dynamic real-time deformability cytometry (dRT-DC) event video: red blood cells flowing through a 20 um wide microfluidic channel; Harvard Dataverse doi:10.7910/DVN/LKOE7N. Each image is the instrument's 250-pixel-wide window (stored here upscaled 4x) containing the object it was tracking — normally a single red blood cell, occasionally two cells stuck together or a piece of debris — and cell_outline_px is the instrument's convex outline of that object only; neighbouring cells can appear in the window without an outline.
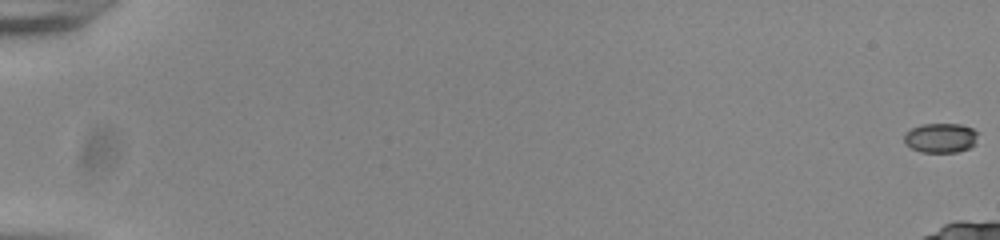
{"species": "common noctule bat (a hibernating species)", "species_latin": "Nyctalus noctula", "temperature_condition": "room temperature", "stored_images_in_passage": 19, "camera_frame_rate_fps": 3000, "um_per_image_px": 0.085, "animal": {"sex": "male", "body_mass_g": 20.0, "forearm_length_mm": 53.3}, "frame": {"image": 1, "passage_image": 1, "time_ms": 0.0, "image_size_px": [1000, 240], "cell_outline_px": [[976, 144], [968, 148], [956, 152], [920, 152], [904, 144], [904, 132], [920, 124], [960, 124], [972, 128], [976, 132]], "centroid_in_image_um": [79.91, 11.72], "position_along_channel_um": 5.1, "area_um2": 12.77}}
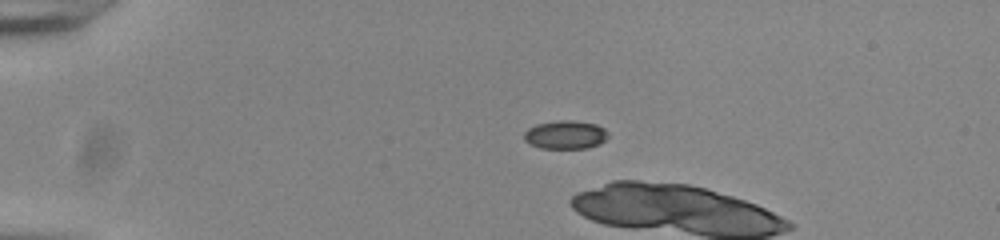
{"frame": {"image": 2, "passage_image": 15, "time_ms": 4.667, "image_size_px": [1000, 240], "cell_outline_px": [[608, 136], [600, 144], [588, 148], [540, 148], [528, 144], [524, 140], [524, 132], [528, 128], [536, 124], [560, 120], [572, 120], [596, 124], [604, 128], [608, 132]], "centroid_in_image_um": [48.05, 11.46], "position_along_channel_um": 37.0, "area_um2": 14.05}}